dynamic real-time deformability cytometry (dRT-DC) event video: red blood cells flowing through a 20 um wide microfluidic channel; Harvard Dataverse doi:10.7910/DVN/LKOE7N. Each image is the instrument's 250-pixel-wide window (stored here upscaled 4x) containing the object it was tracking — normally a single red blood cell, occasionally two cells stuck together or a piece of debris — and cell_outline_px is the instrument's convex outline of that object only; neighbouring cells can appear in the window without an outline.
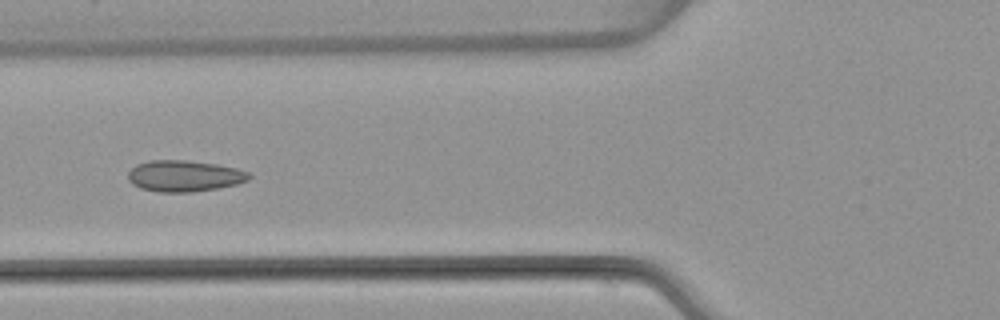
{"species": "common noctule bat (a hibernating species)", "species_latin": "Nyctalus noctula", "temperature_condition": "warm", "stored_images_in_passage": 7, "camera_frame_rate_fps": 3000, "um_per_image_px": 0.085, "animal": {"sex": "female", "body_mass_g": 22.7, "forearm_length_mm": 54.2}, "frame": {"image": 1, "passage_image": 5, "time_ms": 6.0, "image_size_px": [1000, 320], "cell_outline_px": [[252, 176], [248, 180], [236, 184], [216, 188], [192, 192], [156, 192], [140, 188], [132, 184], [128, 180], [128, 172], [136, 164], [148, 160], [184, 160], [216, 164], [236, 168], [248, 172]], "centroid_in_image_um": [15.63, 14.95], "position_along_channel_um": 110.2, "area_um2": 22.08}}
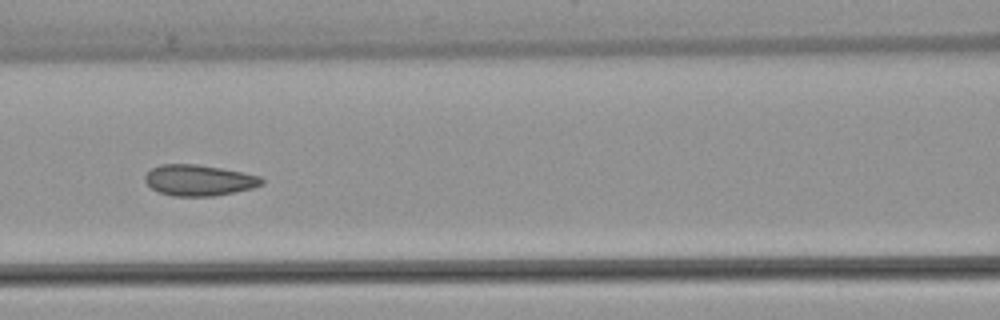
{"frame": {"image": 2, "passage_image": 6, "time_ms": 7.0, "image_size_px": [1000, 320], "cell_outline_px": [[264, 184], [252, 188], [216, 196], [172, 196], [160, 192], [152, 188], [144, 180], [144, 176], [152, 168], [160, 164], [196, 164], [220, 168], [260, 176], [264, 180]], "centroid_in_image_um": [16.91, 15.32], "position_along_channel_um": 149.7, "area_um2": 20.98}}
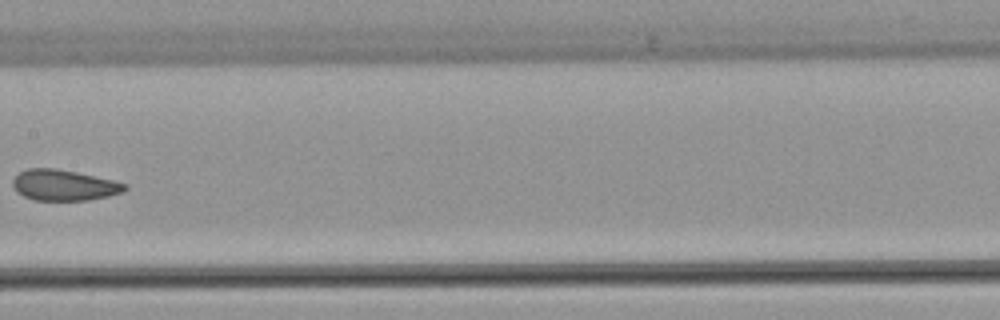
{"frame": {"image": 3, "passage_image": 7, "time_ms": 8.333, "image_size_px": [1000, 320], "cell_outline_px": [[128, 188], [124, 192], [108, 196], [88, 200], [36, 200], [24, 196], [16, 192], [12, 184], [12, 180], [20, 172], [28, 168], [56, 168], [76, 172], [112, 180], [128, 184]], "centroid_in_image_um": [5.44, 15.74], "position_along_channel_um": 202.0, "area_um2": 20.11}}